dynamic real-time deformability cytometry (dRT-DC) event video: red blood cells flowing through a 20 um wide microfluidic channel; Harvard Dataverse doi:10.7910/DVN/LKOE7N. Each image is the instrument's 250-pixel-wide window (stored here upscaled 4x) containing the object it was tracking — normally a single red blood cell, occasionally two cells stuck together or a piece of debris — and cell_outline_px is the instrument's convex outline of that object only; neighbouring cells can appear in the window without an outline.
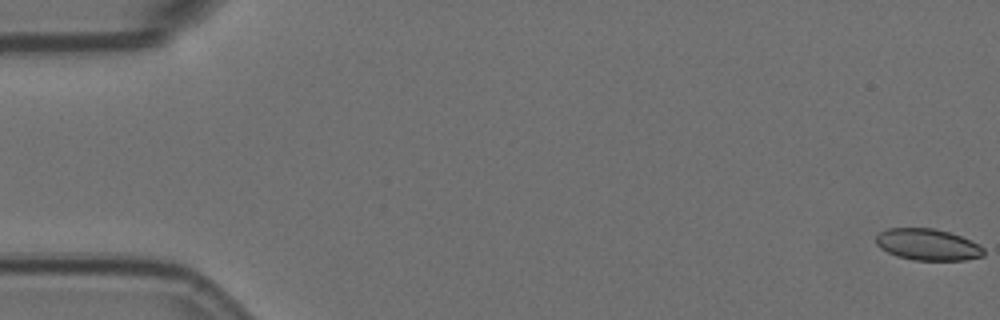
{"species": "Egyptian fruit bat (a non-hibernating species)", "species_latin": "Rousettus aegyptiacus", "temperature_condition": "room temperature", "stored_images_in_passage": 58, "camera_frame_rate_fps": 3000, "um_per_image_px": 0.085, "animal": {"sex": "female"}, "frame": {"image": 1, "passage_image": 1, "time_ms": 0.0, "image_size_px": [1000, 320], "cell_outline_px": [[984, 256], [964, 260], [912, 260], [896, 256], [880, 248], [876, 244], [876, 236], [880, 232], [888, 228], [936, 228], [960, 236], [980, 244], [984, 248]], "centroid_in_image_um": [78.86, 20.79], "position_along_channel_um": 6.1, "area_um2": 19.88}}
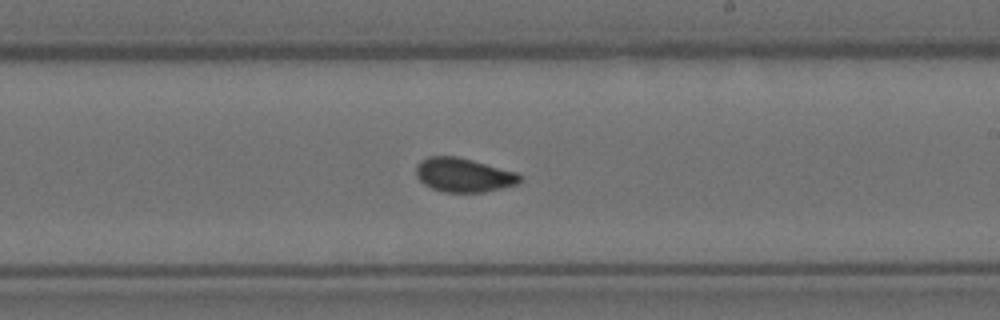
{"frame": {"image": 2, "passage_image": 34, "time_ms": 11.0, "image_size_px": [1000, 320], "cell_outline_px": [[524, 180], [520, 184], [484, 192], [444, 192], [432, 188], [424, 184], [416, 176], [416, 164], [420, 160], [428, 156], [456, 156], [472, 160], [516, 172], [524, 176]], "centroid_in_image_um": [39.43, 14.88], "position_along_channel_um": 249.6, "area_um2": 20.81}}
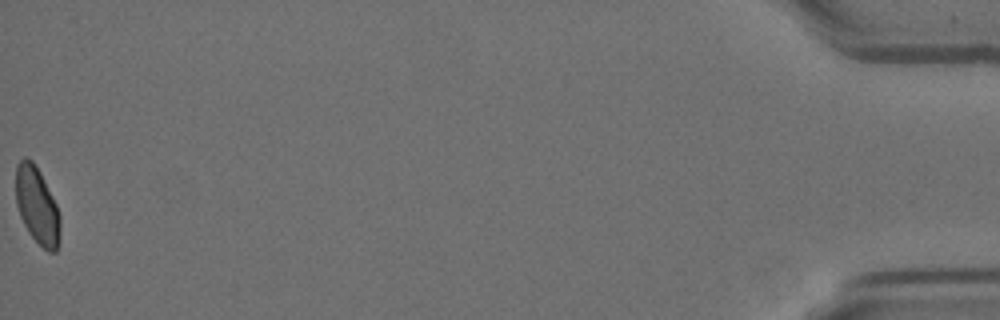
{"frame": {"image": 3, "passage_image": 58, "time_ms": 19.0, "image_size_px": [1000, 320], "cell_outline_px": [[60, 228], [56, 252], [48, 252], [28, 232], [20, 216], [16, 204], [16, 164], [24, 156], [32, 160], [40, 172], [56, 204], [60, 216]], "centroid_in_image_um": [3.14, 17.45], "position_along_channel_um": 432.1, "area_um2": 19.71}, "authors_computed_cell_mechanics": {"area_um2": 20.3456, "velocity_mm_per_s": 3.5649, "shape_relaxation_time_tau1_ms": 6.913, "shape_relaxation_time_tau2_ms": 1.6136, "deformation_change_tau1": 0.1361, "deformation_change_tau2": 0.0387}}